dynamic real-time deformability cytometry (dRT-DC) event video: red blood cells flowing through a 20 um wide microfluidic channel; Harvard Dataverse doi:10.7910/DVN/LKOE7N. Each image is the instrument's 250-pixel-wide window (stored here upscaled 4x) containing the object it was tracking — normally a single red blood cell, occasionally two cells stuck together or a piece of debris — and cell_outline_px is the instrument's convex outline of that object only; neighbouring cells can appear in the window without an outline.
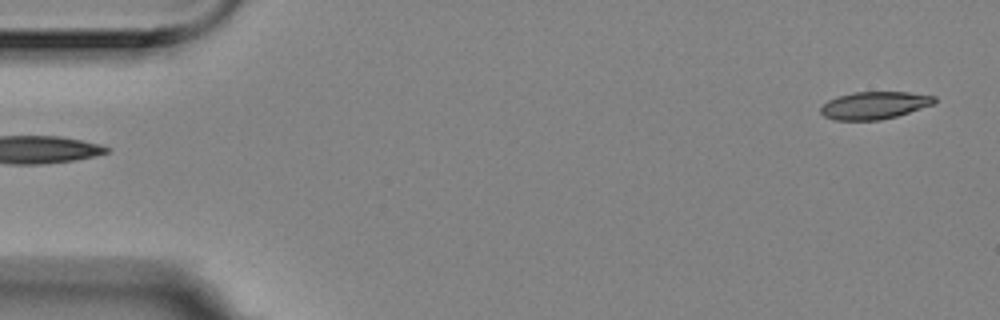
{"species": "Egyptian fruit bat (a non-hibernating species)", "species_latin": "Rousettus aegyptiacus", "temperature_condition": "room temperature", "stored_images_in_passage": 5, "segment_of_instrument_passage": [2, 2], "camera_frame_rate_fps": 3000, "um_per_image_px": 0.085, "animal": {"sex": "female"}, "frame": {"image": 1, "passage_image": 5, "time_ms": 1.333, "image_size_px": [1000, 320], "cell_outline_px": [[936, 100], [932, 104], [896, 116], [880, 120], [836, 120], [824, 116], [820, 112], [820, 108], [828, 100], [852, 92], [908, 92], [936, 96]], "centroid_in_image_um": [74.3, 8.95], "position_along_channel_um": 10.7, "area_um2": 17.98}}